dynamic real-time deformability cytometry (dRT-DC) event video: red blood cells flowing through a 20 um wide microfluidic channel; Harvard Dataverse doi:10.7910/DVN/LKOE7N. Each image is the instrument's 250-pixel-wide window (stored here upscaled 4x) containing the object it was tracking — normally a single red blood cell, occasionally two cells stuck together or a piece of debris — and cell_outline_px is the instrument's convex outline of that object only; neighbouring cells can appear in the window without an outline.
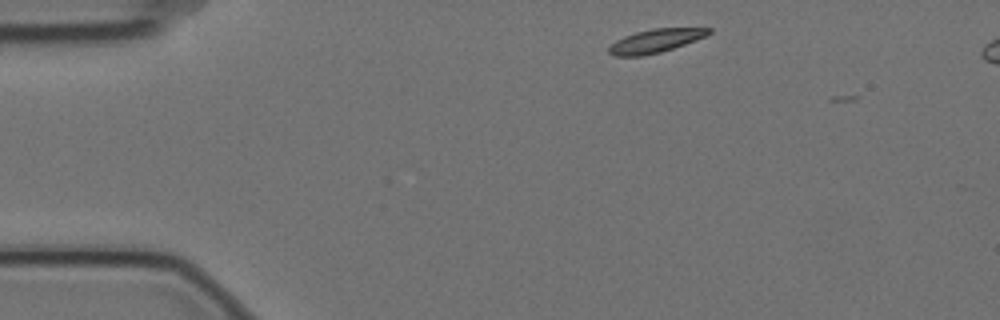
{"species": "Egyptian fruit bat (a non-hibernating species)", "species_latin": "Rousettus aegyptiacus", "temperature_condition": "cold", "stored_images_in_passage": 2, "camera_frame_rate_fps": 3000, "um_per_image_px": 0.085, "animal": {"sex": "female"}, "frame": {"image": 1, "passage_image": 1, "time_ms": 0.0, "image_size_px": [1000, 320], "cell_outline_px": [[712, 32], [696, 40], [660, 52], [644, 56], [612, 56], [608, 52], [608, 48], [616, 40], [624, 36], [636, 32], [652, 28], [712, 28]], "centroid_in_image_um": [55.68, 3.47], "position_along_channel_um": 29.3, "area_um2": 13.58}}